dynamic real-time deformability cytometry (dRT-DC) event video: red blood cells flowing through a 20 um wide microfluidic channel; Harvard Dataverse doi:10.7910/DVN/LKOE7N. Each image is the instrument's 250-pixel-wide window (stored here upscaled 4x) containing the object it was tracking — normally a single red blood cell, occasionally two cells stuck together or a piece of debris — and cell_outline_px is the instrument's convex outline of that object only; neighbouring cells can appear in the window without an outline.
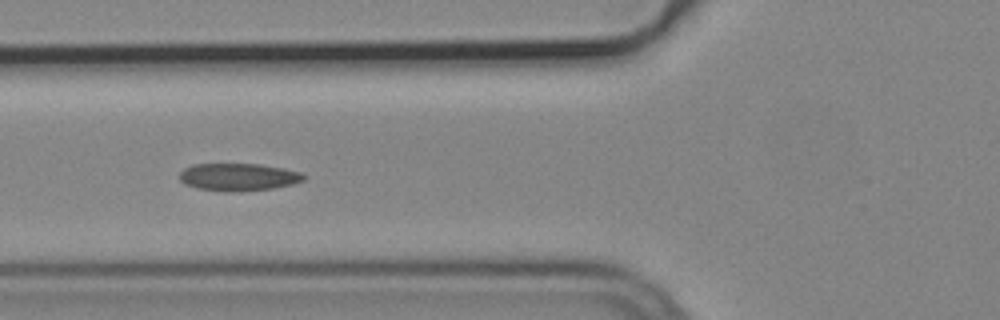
{"species": "common noctule bat (a hibernating species)", "species_latin": "Nyctalus noctula", "temperature_condition": "cold", "stored_images_in_passage": 11, "camera_frame_rate_fps": 3000, "um_per_image_px": 0.085, "animal": {"sex": "male", "body_mass_g": 19.2, "forearm_length_mm": 51.8}, "frame": {"image": 1, "passage_image": 7, "time_ms": 2.0, "image_size_px": [1000, 320], "cell_outline_px": [[304, 180], [292, 184], [272, 188], [232, 192], [224, 192], [196, 188], [184, 184], [180, 180], [180, 172], [184, 168], [192, 164], [260, 164], [284, 168], [300, 172], [304, 176]], "centroid_in_image_um": [20.22, 15.04], "position_along_channel_um": 105.6, "area_um2": 19.94}}
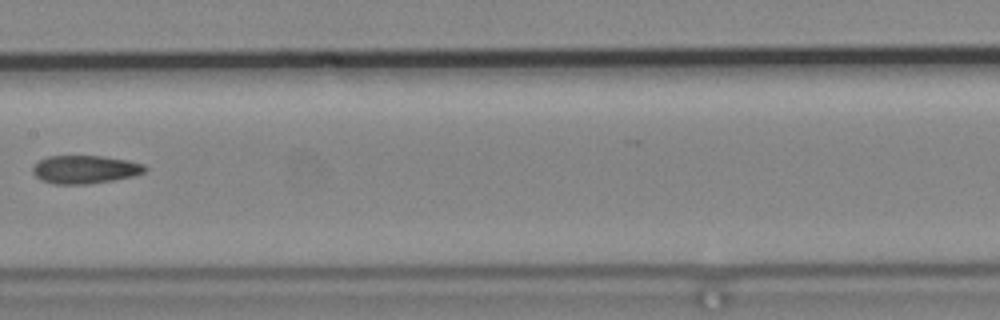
{"frame": {"image": 2, "passage_image": 10, "time_ms": 3.0, "image_size_px": [1000, 320], "cell_outline_px": [[148, 168], [144, 172], [132, 176], [112, 180], [88, 184], [52, 184], [40, 180], [32, 172], [32, 168], [40, 160], [48, 156], [104, 156], [128, 160], [144, 164]], "centroid_in_image_um": [7.22, 14.4], "position_along_channel_um": 200.2, "area_um2": 18.44}}
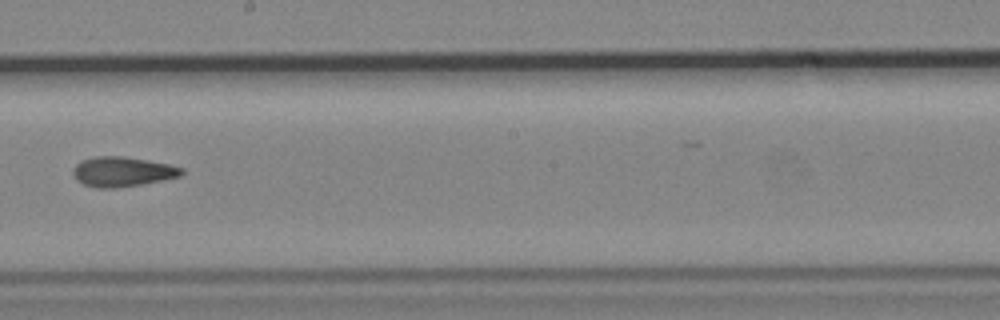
{"frame": {"image": 3, "passage_image": 11, "time_ms": 3.333, "image_size_px": [1000, 320], "cell_outline_px": [[184, 172], [180, 176], [140, 184], [116, 188], [96, 188], [84, 184], [76, 180], [72, 172], [72, 168], [80, 160], [92, 156], [124, 156], [148, 160], [168, 164], [184, 168]], "centroid_in_image_um": [10.35, 14.58], "position_along_channel_um": 237.8, "area_um2": 18.96}}